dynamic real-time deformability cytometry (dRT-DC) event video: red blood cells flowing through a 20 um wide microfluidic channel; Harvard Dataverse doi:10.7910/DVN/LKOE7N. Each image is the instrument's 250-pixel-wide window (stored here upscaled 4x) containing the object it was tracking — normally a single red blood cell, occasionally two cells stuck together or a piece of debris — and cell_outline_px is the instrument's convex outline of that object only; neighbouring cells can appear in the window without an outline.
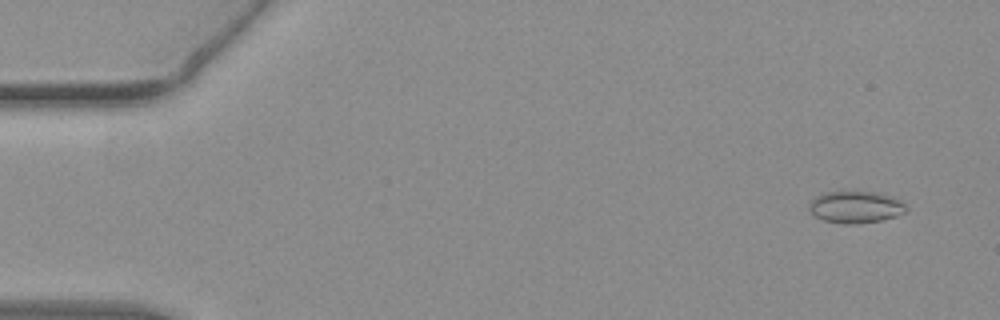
{"species": "common noctule bat (a hibernating species)", "species_latin": "Nyctalus noctula", "temperature_condition": "warm", "stored_images_in_passage": 55, "camera_frame_rate_fps": 3000, "um_per_image_px": 0.085, "animal": {"sex": "female", "body_mass_g": 19.3, "forearm_length_mm": 54.1}, "frame": {"image": 1, "passage_image": 4, "time_ms": 1.0, "image_size_px": [1000, 320], "cell_outline_px": [[908, 208], [904, 212], [896, 216], [880, 220], [856, 224], [844, 224], [824, 220], [808, 212], [808, 204], [816, 196], [824, 192], [856, 188], [876, 192], [900, 200]], "centroid_in_image_um": [72.67, 17.55], "position_along_channel_um": 12.3, "area_um2": 18.67}}
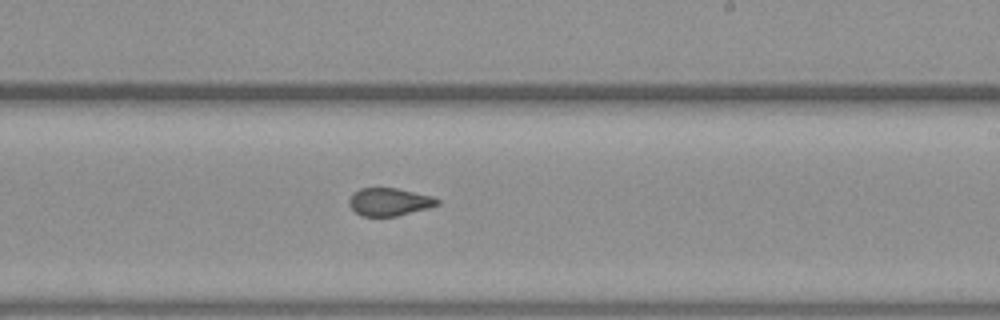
{"frame": {"image": 2, "passage_image": 33, "time_ms": 10.667, "image_size_px": [1000, 320], "cell_outline_px": [[440, 204], [428, 208], [396, 216], [360, 216], [348, 204], [348, 200], [360, 188], [396, 188], [432, 196], [440, 200]], "centroid_in_image_um": [33.1, 17.16], "position_along_channel_um": 255.9, "area_um2": 14.16}}
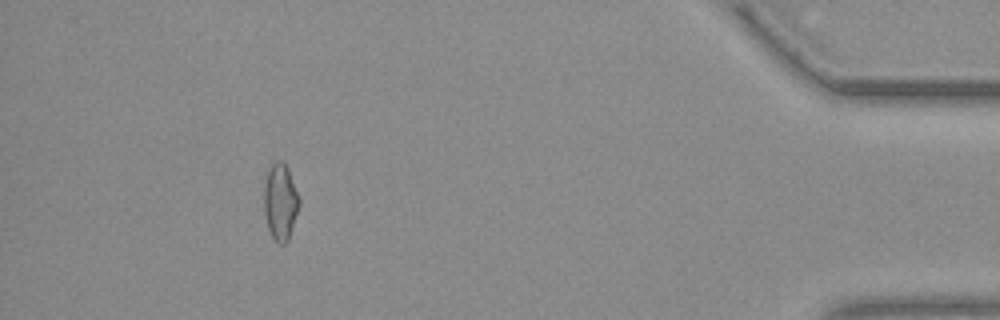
{"frame": {"image": 3, "passage_image": 50, "time_ms": 16.333, "image_size_px": [1000, 320], "cell_outline_px": [[300, 204], [288, 240], [284, 244], [280, 244], [272, 236], [268, 228], [264, 212], [264, 184], [268, 168], [276, 160], [280, 160], [288, 168], [300, 196]], "centroid_in_image_um": [23.84, 17.12], "position_along_channel_um": 411.4, "area_um2": 15.78}, "authors_computed_cell_mechanics": {"area_um2": 15.4904, "velocity_mm_per_s": 3.8287, "shape_relaxation_time_tau1_ms": null, "shape_relaxation_time_tau2_ms": 0.915, "deformation_change_tau1": null, "deformation_change_tau2": 0.0764}}